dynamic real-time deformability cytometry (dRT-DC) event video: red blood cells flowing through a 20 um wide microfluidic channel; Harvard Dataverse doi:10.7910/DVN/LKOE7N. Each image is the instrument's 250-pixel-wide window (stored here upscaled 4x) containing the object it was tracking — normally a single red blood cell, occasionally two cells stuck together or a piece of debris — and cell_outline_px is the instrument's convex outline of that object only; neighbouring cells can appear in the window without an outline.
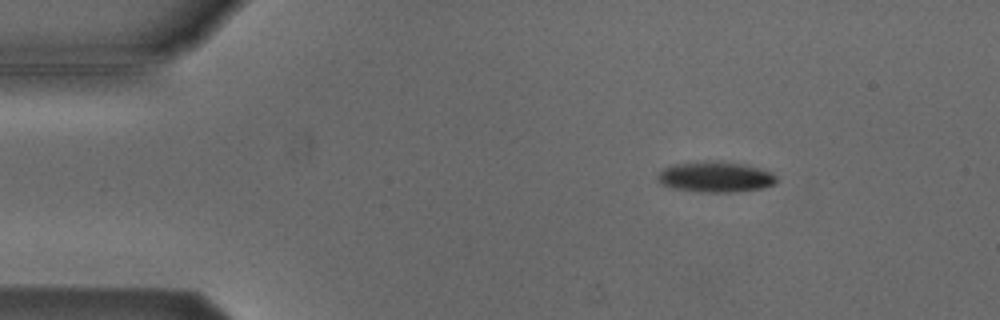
{"species": "Egyptian fruit bat (a non-hibernating species)", "species_latin": "Rousettus aegyptiacus", "temperature_condition": "cold", "stored_images_in_passage": 28, "camera_frame_rate_fps": 3000, "um_per_image_px": 0.085, "animal": {"sex": "male"}, "frame": {"image": 1, "passage_image": 1, "time_ms": 0.0, "image_size_px": [1000, 320], "cell_outline_px": [[776, 184], [764, 188], [732, 192], [696, 192], [676, 188], [664, 184], [656, 176], [664, 168], [672, 164], [704, 160], [720, 160], [748, 164], [772, 172], [776, 176]], "centroid_in_image_um": [60.87, 15.01], "position_along_channel_um": 24.1, "area_um2": 21.56}}
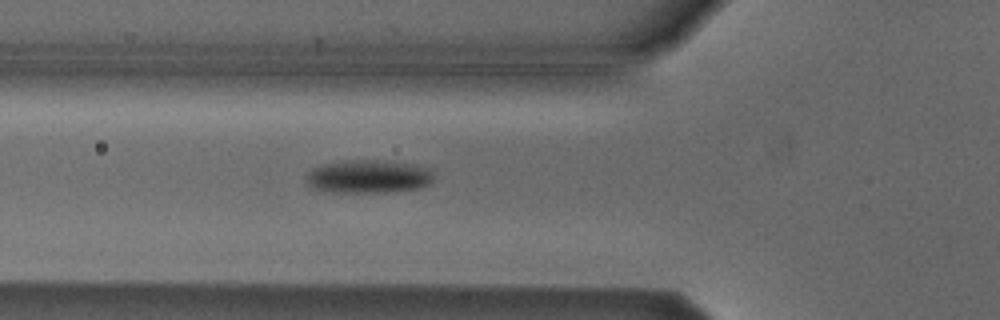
{"frame": {"image": 2, "passage_image": 12, "time_ms": 3.667, "image_size_px": [1000, 320], "cell_outline_px": [[432, 180], [428, 184], [420, 188], [384, 192], [332, 192], [312, 188], [308, 184], [308, 172], [312, 168], [320, 164], [348, 160], [388, 160], [412, 164], [432, 168]], "centroid_in_image_um": [31.33, 14.99], "position_along_channel_um": 94.5, "area_um2": 24.8}}
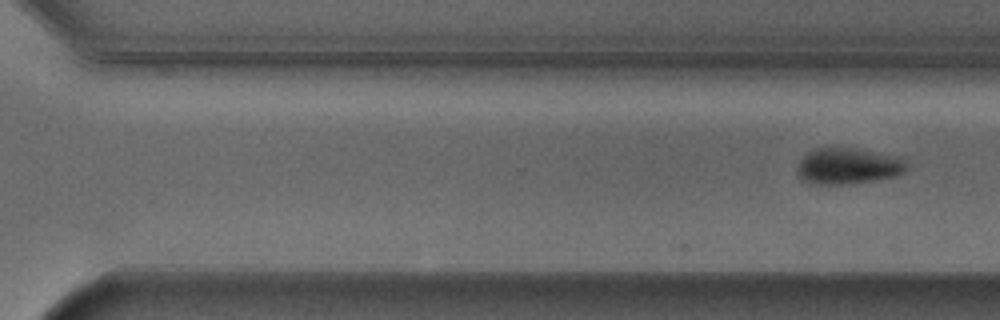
{"frame": {"image": 3, "passage_image": 28, "time_ms": 9.0, "image_size_px": [1000, 320], "cell_outline_px": [[904, 172], [896, 176], [876, 180], [836, 184], [808, 184], [800, 180], [796, 172], [796, 168], [800, 160], [812, 148], [828, 144], [836, 144], [896, 156], [904, 160]], "centroid_in_image_um": [71.96, 14.06], "position_along_channel_um": 298.6, "area_um2": 23.76}}